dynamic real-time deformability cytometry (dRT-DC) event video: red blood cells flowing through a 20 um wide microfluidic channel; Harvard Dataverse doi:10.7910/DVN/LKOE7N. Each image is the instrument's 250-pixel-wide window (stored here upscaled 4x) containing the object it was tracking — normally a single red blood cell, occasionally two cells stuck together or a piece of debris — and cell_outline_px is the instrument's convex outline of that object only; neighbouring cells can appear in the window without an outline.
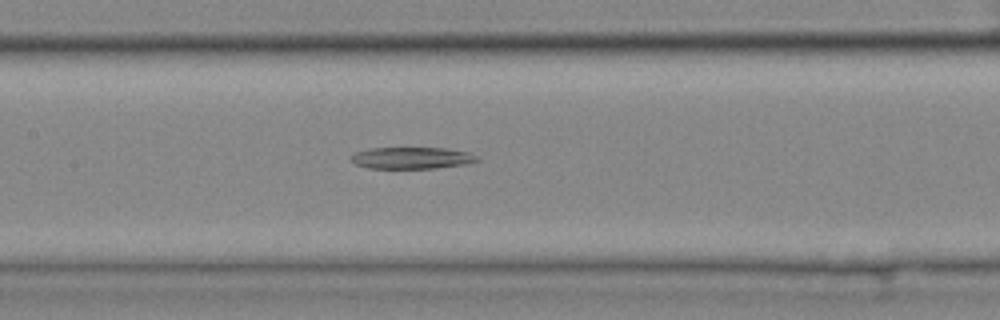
{"species": "common noctule bat (a hibernating species)", "species_latin": "Nyctalus noctula", "temperature_condition": "cold", "stored_images_in_passage": 52, "segment_of_instrument_passage": [2, 2], "camera_frame_rate_fps": 3000, "um_per_image_px": 0.085, "animal": {"sex": "female", "body_mass_g": 25.1}, "frame": {"image": 1, "passage_image": 23, "time_ms": 7.333, "image_size_px": [1000, 320], "cell_outline_px": [[480, 160], [464, 164], [436, 168], [368, 168], [356, 164], [352, 160], [352, 156], [356, 152], [368, 148], [448, 148], [468, 152], [480, 156]], "centroid_in_image_um": [35.05, 13.42], "position_along_channel_um": 172.3, "area_um2": 15.9}}
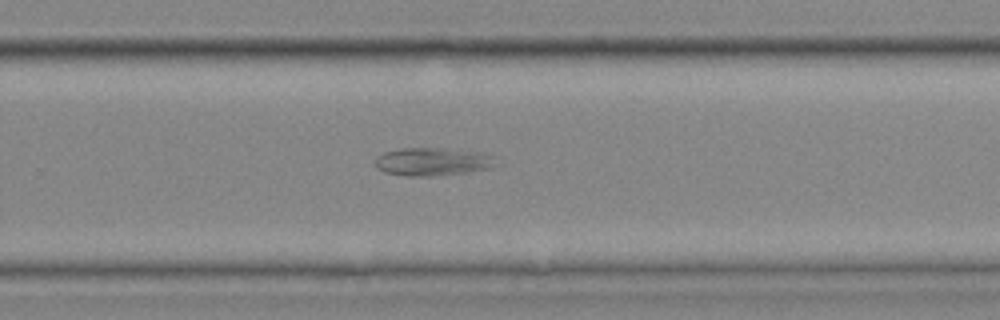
{"frame": {"image": 2, "passage_image": 33, "time_ms": 10.667, "image_size_px": [1000, 320], "cell_outline_px": [[492, 156], [488, 168], [468, 172], [432, 176], [404, 176], [384, 172], [376, 168], [376, 156], [384, 152], [400, 148], [444, 148], [476, 152]], "centroid_in_image_um": [36.61, 13.74], "position_along_channel_um": 293.2, "area_um2": 19.31}}
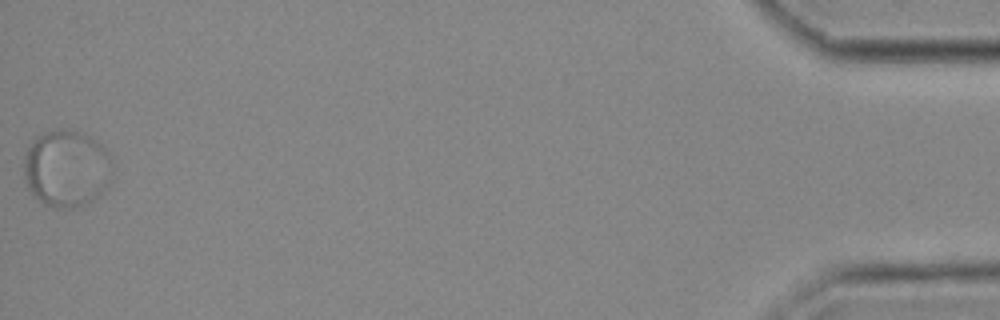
{"frame": {"image": 3, "passage_image": 52, "time_ms": 17.0, "image_size_px": [1000, 320], "cell_outline_px": [[116, 168], [100, 192], [92, 200], [84, 204], [72, 208], [56, 208], [44, 204], [32, 196], [28, 188], [24, 176], [24, 160], [28, 148], [32, 140], [36, 136], [44, 132], [60, 128], [68, 128], [84, 132], [92, 136], [104, 144], [112, 156]], "centroid_in_image_um": [5.68, 14.26], "position_along_channel_um": 429.5, "area_um2": 40.69}}